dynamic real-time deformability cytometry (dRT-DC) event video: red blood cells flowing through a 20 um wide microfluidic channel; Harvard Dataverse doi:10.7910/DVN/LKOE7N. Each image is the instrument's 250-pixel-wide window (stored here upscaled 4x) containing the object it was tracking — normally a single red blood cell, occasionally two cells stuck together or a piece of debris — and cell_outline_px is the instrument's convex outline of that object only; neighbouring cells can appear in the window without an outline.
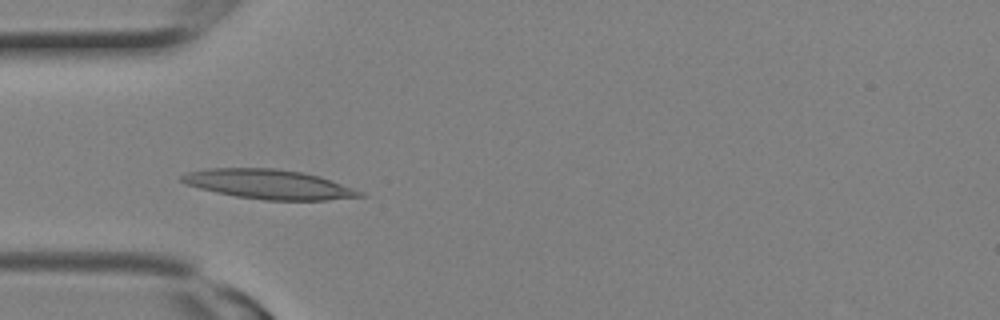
{"species": "Egyptian fruit bat (a non-hibernating species)", "species_latin": "Rousettus aegyptiacus", "temperature_condition": "room temperature", "stored_images_in_passage": 10, "camera_frame_rate_fps": 3000, "um_per_image_px": 0.085, "animal": {"sex": "female"}, "frame": {"image": 1, "passage_image": 7, "time_ms": 2.0, "image_size_px": [1000, 320], "cell_outline_px": [[368, 196], [328, 200], [264, 200], [236, 196], [216, 192], [184, 184], [180, 180], [180, 176], [188, 172], [208, 168], [276, 168], [300, 172], [320, 176], [364, 192]], "centroid_in_image_um": [22.87, 15.66], "position_along_channel_um": 62.1, "area_um2": 30.63}}
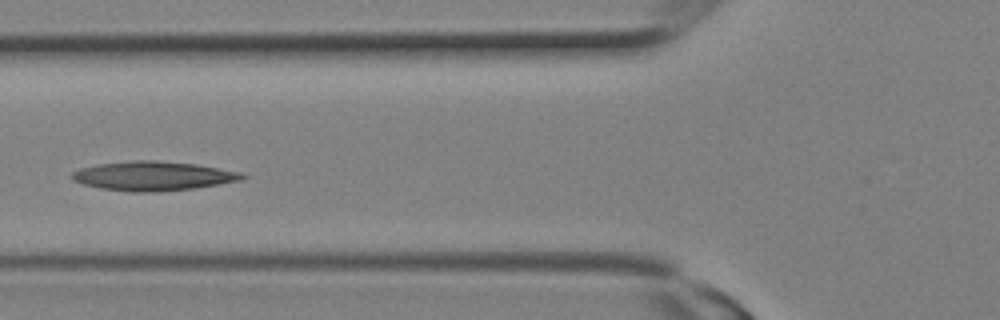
{"frame": {"image": 2, "passage_image": 9, "time_ms": 2.667, "image_size_px": [1000, 320], "cell_outline_px": [[248, 176], [244, 180], [192, 188], [160, 192], [132, 192], [100, 188], [84, 184], [72, 180], [72, 172], [80, 168], [96, 164], [132, 160], [156, 160], [196, 164], [244, 172]], "centroid_in_image_um": [13.05, 14.95], "position_along_channel_um": 112.7, "area_um2": 29.25}}